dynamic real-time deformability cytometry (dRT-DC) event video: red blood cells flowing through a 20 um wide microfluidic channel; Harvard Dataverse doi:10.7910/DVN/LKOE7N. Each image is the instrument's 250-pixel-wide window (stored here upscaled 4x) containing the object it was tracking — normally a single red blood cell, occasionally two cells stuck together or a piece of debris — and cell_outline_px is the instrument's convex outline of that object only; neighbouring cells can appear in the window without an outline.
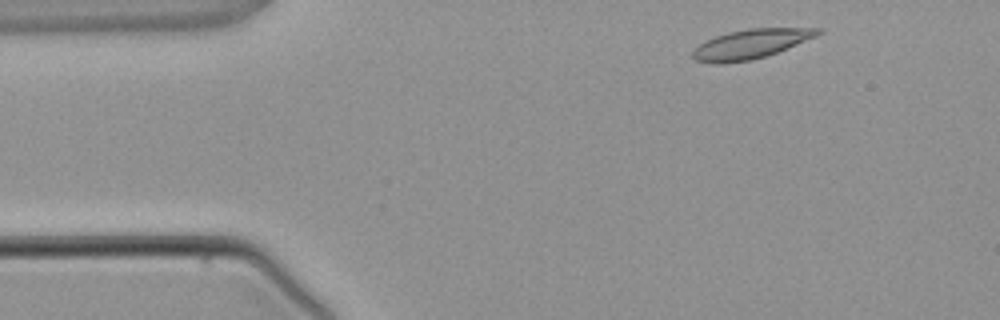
{"species": "common noctule bat (a hibernating species)", "species_latin": "Nyctalus noctula", "temperature_condition": "warm", "stored_images_in_passage": 3, "camera_frame_rate_fps": 3000, "um_per_image_px": 0.085, "animal": {"sex": "male", "body_mass_g": 21.5, "forearm_length_mm": 52.0}, "frame": {"image": 1, "passage_image": 1, "time_ms": 0.0, "image_size_px": [1000, 320], "cell_outline_px": [[824, 32], [816, 36], [788, 48], [752, 60], [724, 64], [712, 64], [696, 60], [692, 56], [692, 52], [700, 44], [716, 36], [728, 32], [748, 28], [824, 28]], "centroid_in_image_um": [63.83, 3.74], "position_along_channel_um": 21.2, "area_um2": 21.39}}
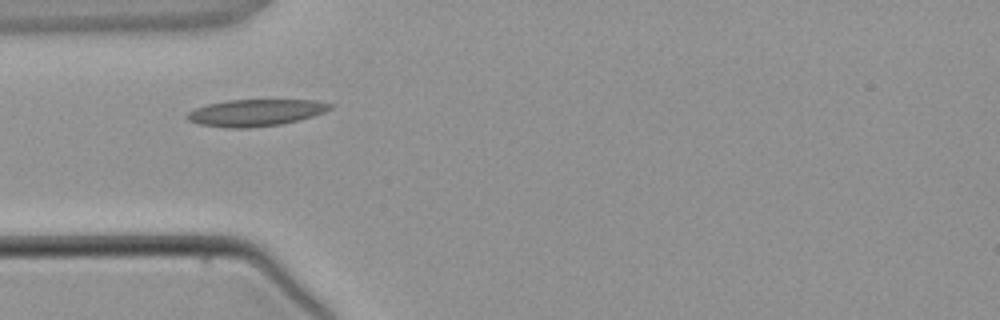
{"frame": {"image": 2, "passage_image": 3, "time_ms": 2.333, "image_size_px": [1000, 320], "cell_outline_px": [[336, 104], [332, 108], [324, 112], [312, 116], [280, 124], [248, 128], [224, 128], [200, 124], [188, 120], [184, 116], [188, 112], [196, 108], [208, 104], [228, 100], [312, 100]], "centroid_in_image_um": [21.71, 9.57], "position_along_channel_um": 63.3, "area_um2": 22.25}}